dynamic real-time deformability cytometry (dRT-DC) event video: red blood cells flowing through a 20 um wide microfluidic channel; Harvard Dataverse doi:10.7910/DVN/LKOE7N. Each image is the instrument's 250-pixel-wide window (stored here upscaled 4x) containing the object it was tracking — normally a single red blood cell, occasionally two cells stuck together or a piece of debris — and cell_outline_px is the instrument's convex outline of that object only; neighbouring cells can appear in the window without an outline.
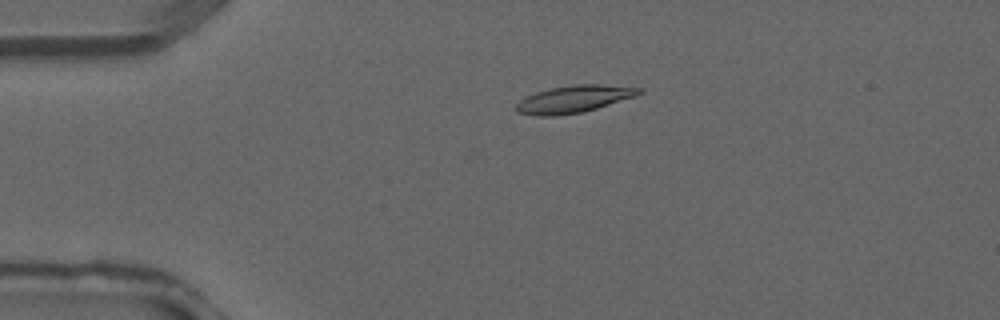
{"species": "common noctule bat (a hibernating species)", "species_latin": "Nyctalus noctula", "temperature_condition": "warm", "stored_images_in_passage": 4, "camera_frame_rate_fps": 3000, "um_per_image_px": 0.085, "animal": {"sex": "male", "forearm_length_mm": 52.5}, "frame": {"image": 1, "passage_image": 2, "time_ms": 0.333, "image_size_px": [1000, 320], "cell_outline_px": [[644, 92], [636, 96], [584, 112], [556, 116], [536, 116], [516, 112], [516, 104], [524, 96], [536, 92], [552, 88], [572, 84], [596, 84], [640, 88]], "centroid_in_image_um": [48.75, 8.43], "position_along_channel_um": 36.3, "area_um2": 19.54}}